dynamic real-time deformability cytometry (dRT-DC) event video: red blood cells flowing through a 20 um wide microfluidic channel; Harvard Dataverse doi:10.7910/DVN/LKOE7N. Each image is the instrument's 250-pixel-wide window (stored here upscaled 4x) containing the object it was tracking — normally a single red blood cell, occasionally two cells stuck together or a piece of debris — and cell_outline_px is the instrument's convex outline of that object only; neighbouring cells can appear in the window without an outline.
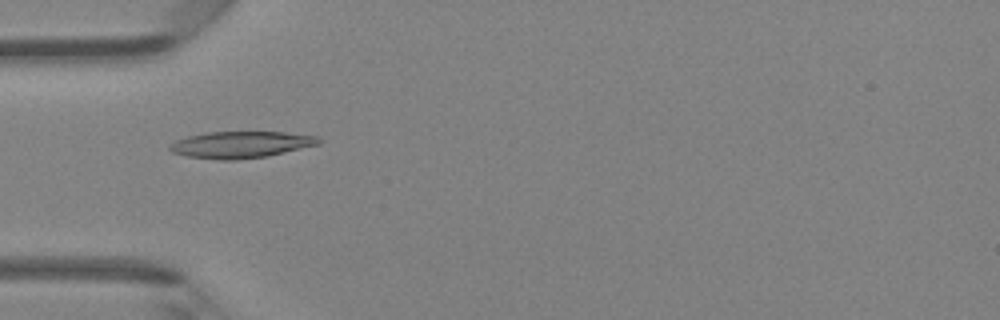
{"species": "Egyptian fruit bat (a non-hibernating species)", "species_latin": "Rousettus aegyptiacus", "temperature_condition": "room temperature", "stored_images_in_passage": 36, "camera_frame_rate_fps": 3000, "um_per_image_px": 0.085, "animal": {"sex": "female"}, "frame": {"image": 1, "passage_image": 4, "time_ms": 1.0, "image_size_px": [1000, 320], "cell_outline_px": [[324, 140], [320, 144], [268, 156], [236, 160], [220, 160], [188, 156], [172, 152], [168, 148], [168, 144], [176, 140], [188, 136], [208, 132], [284, 132], [320, 136]], "centroid_in_image_um": [20.51, 12.29], "position_along_channel_um": 64.5, "area_um2": 23.29}}
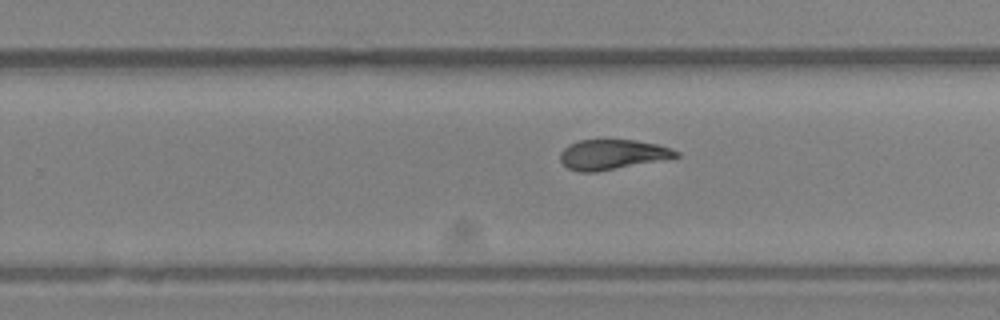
{"frame": {"image": 2, "passage_image": 19, "time_ms": 6.0, "image_size_px": [1000, 320], "cell_outline_px": [[680, 156], [596, 172], [580, 172], [568, 168], [560, 160], [560, 152], [568, 144], [580, 140], [636, 140], [656, 144], [672, 148], [680, 152]], "centroid_in_image_um": [52.03, 13.12], "position_along_channel_um": 277.8, "area_um2": 20.06}}
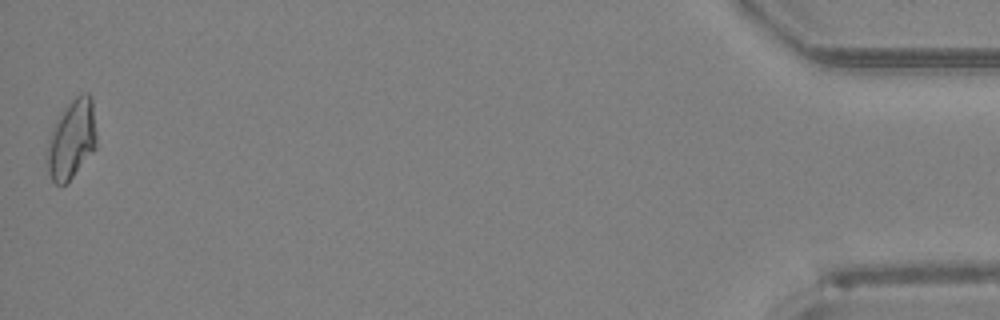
{"frame": {"image": 3, "passage_image": 36, "time_ms": 11.667, "image_size_px": [1000, 320], "cell_outline_px": [[96, 148], [72, 176], [64, 184], [56, 184], [52, 180], [48, 172], [48, 140], [52, 128], [56, 120], [64, 108], [76, 96], [84, 92], [88, 92], [92, 96], [96, 136]], "centroid_in_image_um": [6.1, 11.79], "position_along_channel_um": 429.1, "area_um2": 22.43}, "authors_computed_cell_mechanics": {"area_um2": 21.0103, "velocity_mm_per_s": 4.2913, "shape_relaxation_time_tau1_ms": 3.3992, "shape_relaxation_time_tau2_ms": 1.7223, "deformation_change_tau1": 0.1567, "deformation_change_tau2": 0.0962}}